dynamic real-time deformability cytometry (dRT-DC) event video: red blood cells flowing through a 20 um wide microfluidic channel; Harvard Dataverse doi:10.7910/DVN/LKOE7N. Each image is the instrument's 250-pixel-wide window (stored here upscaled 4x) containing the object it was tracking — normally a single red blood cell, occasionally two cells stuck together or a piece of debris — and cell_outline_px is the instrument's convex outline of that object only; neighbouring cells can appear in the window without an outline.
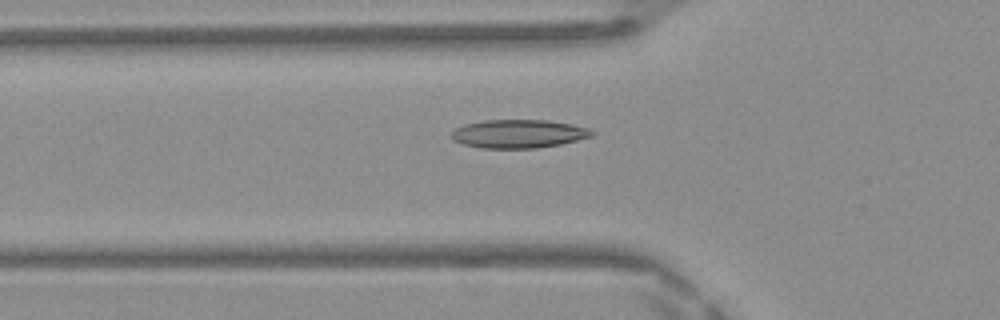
{"species": "Egyptian fruit bat (a non-hibernating species)", "species_latin": "Rousettus aegyptiacus", "temperature_condition": "warm", "stored_images_in_passage": 39, "camera_frame_rate_fps": 3000, "um_per_image_px": 0.085, "frame": {"image": 1, "passage_image": 8, "time_ms": 2.333, "image_size_px": [1000, 320], "cell_outline_px": [[596, 132], [592, 136], [560, 144], [536, 148], [480, 148], [464, 144], [452, 140], [452, 132], [456, 128], [464, 124], [484, 120], [548, 120], [572, 124], [588, 128]], "centroid_in_image_um": [44.08, 11.37], "position_along_channel_um": 81.7, "area_um2": 23.24}}
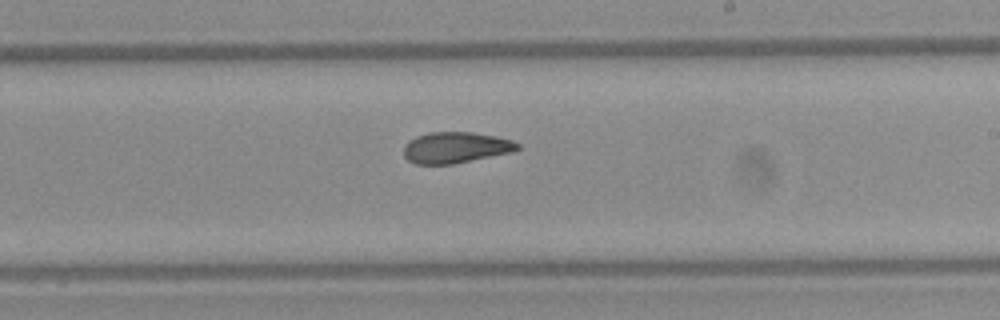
{"frame": {"image": 2, "passage_image": 20, "time_ms": 6.333, "image_size_px": [1000, 320], "cell_outline_px": [[520, 148], [512, 152], [452, 164], [416, 164], [408, 160], [404, 156], [404, 144], [408, 140], [416, 136], [428, 132], [472, 132], [496, 136], [512, 140], [520, 144]], "centroid_in_image_um": [38.71, 12.53], "position_along_channel_um": 250.3, "area_um2": 20.69}}
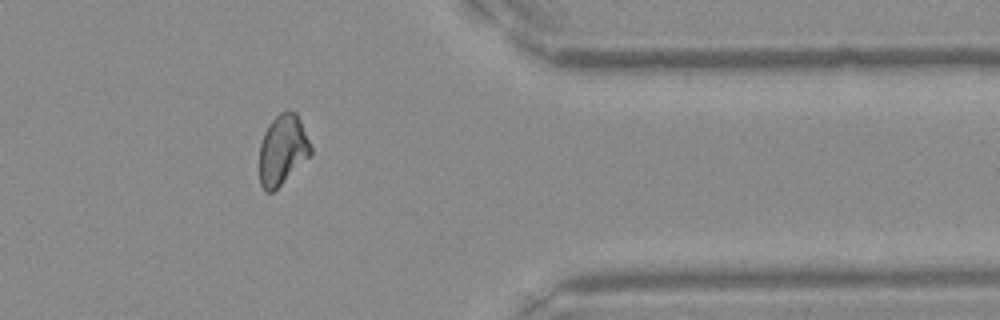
{"frame": {"image": 3, "passage_image": 31, "time_ms": 10.0, "image_size_px": [1000, 320], "cell_outline_px": [[312, 156], [272, 192], [264, 192], [260, 184], [260, 144], [264, 132], [272, 120], [280, 112], [288, 108], [296, 112], [300, 120], [312, 148]], "centroid_in_image_um": [24.03, 12.73], "position_along_channel_um": 387.4, "area_um2": 21.15}}